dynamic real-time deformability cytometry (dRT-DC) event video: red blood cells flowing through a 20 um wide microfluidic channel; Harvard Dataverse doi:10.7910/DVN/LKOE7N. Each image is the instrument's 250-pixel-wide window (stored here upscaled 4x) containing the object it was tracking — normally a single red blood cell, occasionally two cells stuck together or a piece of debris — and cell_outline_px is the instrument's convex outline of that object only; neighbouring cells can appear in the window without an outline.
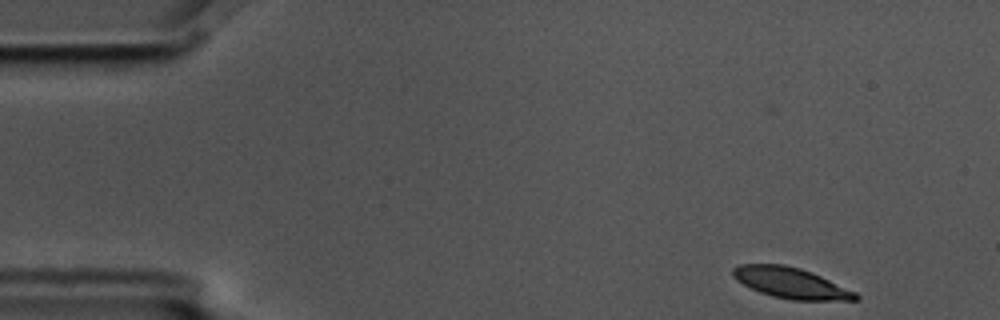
{"species": "common noctule bat (a hibernating species)", "species_latin": "Nyctalus noctula", "temperature_condition": "cold", "stored_images_in_passage": 5, "segment_of_instrument_passage": [1, 2], "camera_frame_rate_fps": 3000, "um_per_image_px": 0.085, "animal": {"sex": "male", "body_mass_g": 17.5, "forearm_length_mm": 52.3}, "frame": {"image": 1, "passage_image": 1, "time_ms": 0.0, "image_size_px": [1000, 320], "cell_outline_px": [[860, 300], [792, 300], [772, 296], [760, 292], [736, 280], [732, 276], [732, 268], [740, 264], [784, 264], [800, 268], [812, 272], [856, 292], [860, 296]], "centroid_in_image_um": [67.23, 24.05], "position_along_channel_um": 17.8, "area_um2": 21.96}}